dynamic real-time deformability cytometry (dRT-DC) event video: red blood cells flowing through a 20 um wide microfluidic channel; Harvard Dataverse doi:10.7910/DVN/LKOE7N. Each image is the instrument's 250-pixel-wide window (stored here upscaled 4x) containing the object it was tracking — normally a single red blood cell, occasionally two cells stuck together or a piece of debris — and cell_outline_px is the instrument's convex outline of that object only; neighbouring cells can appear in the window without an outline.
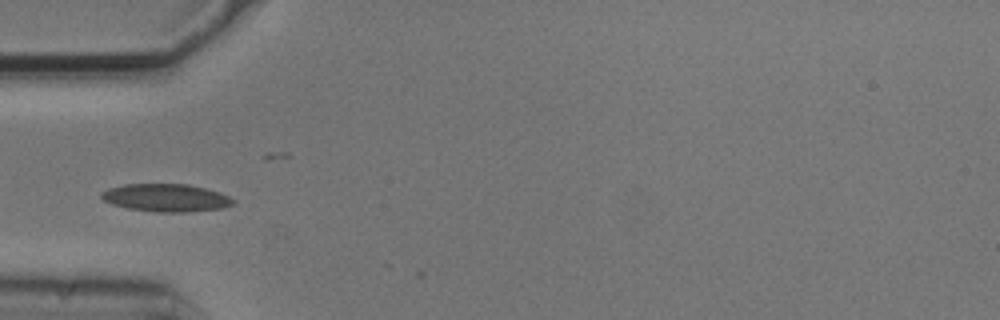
{"species": "common noctule bat (a hibernating species)", "species_latin": "Nyctalus noctula", "temperature_condition": "cold", "stored_images_in_passage": 2, "camera_frame_rate_fps": 3000, "um_per_image_px": 0.085, "animal": {"sex": "male", "body_mass_g": 20.5, "forearm_length_mm": 52.5}, "frame": {"image": 1, "passage_image": 2, "time_ms": 0.333, "image_size_px": [1000, 320], "cell_outline_px": [[236, 200], [232, 204], [224, 208], [184, 212], [156, 212], [128, 208], [112, 204], [104, 200], [100, 196], [100, 192], [108, 188], [124, 184], [188, 184], [220, 192]], "centroid_in_image_um": [14.1, 16.8], "position_along_channel_um": 70.9, "area_um2": 21.33}}